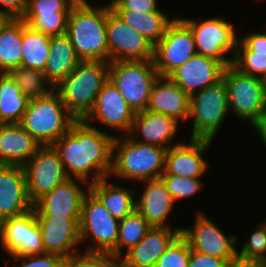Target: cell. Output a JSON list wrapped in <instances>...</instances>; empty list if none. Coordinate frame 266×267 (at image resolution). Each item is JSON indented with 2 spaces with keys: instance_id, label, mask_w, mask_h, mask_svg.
I'll return each mask as SVG.
<instances>
[{
  "instance_id": "1",
  "label": "cell",
  "mask_w": 266,
  "mask_h": 267,
  "mask_svg": "<svg viewBox=\"0 0 266 267\" xmlns=\"http://www.w3.org/2000/svg\"><path fill=\"white\" fill-rule=\"evenodd\" d=\"M115 136L84 120H76L69 131L52 146L57 151L68 178L82 180L90 185L110 177Z\"/></svg>"
},
{
  "instance_id": "2",
  "label": "cell",
  "mask_w": 266,
  "mask_h": 267,
  "mask_svg": "<svg viewBox=\"0 0 266 267\" xmlns=\"http://www.w3.org/2000/svg\"><path fill=\"white\" fill-rule=\"evenodd\" d=\"M87 0H78L70 12L66 35L81 61L110 62L106 21L110 5L93 6Z\"/></svg>"
},
{
  "instance_id": "3",
  "label": "cell",
  "mask_w": 266,
  "mask_h": 267,
  "mask_svg": "<svg viewBox=\"0 0 266 267\" xmlns=\"http://www.w3.org/2000/svg\"><path fill=\"white\" fill-rule=\"evenodd\" d=\"M109 62L81 61L54 90L59 94L67 110L83 120L92 110L97 95L108 81Z\"/></svg>"
},
{
  "instance_id": "4",
  "label": "cell",
  "mask_w": 266,
  "mask_h": 267,
  "mask_svg": "<svg viewBox=\"0 0 266 267\" xmlns=\"http://www.w3.org/2000/svg\"><path fill=\"white\" fill-rule=\"evenodd\" d=\"M167 149L138 142L129 135L114 137L111 176L136 181L160 178Z\"/></svg>"
},
{
  "instance_id": "5",
  "label": "cell",
  "mask_w": 266,
  "mask_h": 267,
  "mask_svg": "<svg viewBox=\"0 0 266 267\" xmlns=\"http://www.w3.org/2000/svg\"><path fill=\"white\" fill-rule=\"evenodd\" d=\"M76 120L53 90L49 95L29 100L19 124L44 146L52 145L67 133Z\"/></svg>"
},
{
  "instance_id": "6",
  "label": "cell",
  "mask_w": 266,
  "mask_h": 267,
  "mask_svg": "<svg viewBox=\"0 0 266 267\" xmlns=\"http://www.w3.org/2000/svg\"><path fill=\"white\" fill-rule=\"evenodd\" d=\"M159 76L153 60L109 62L108 80L134 113L147 109L152 87Z\"/></svg>"
},
{
  "instance_id": "7",
  "label": "cell",
  "mask_w": 266,
  "mask_h": 267,
  "mask_svg": "<svg viewBox=\"0 0 266 267\" xmlns=\"http://www.w3.org/2000/svg\"><path fill=\"white\" fill-rule=\"evenodd\" d=\"M228 90L223 79L190 96V139L212 140L229 114Z\"/></svg>"
},
{
  "instance_id": "8",
  "label": "cell",
  "mask_w": 266,
  "mask_h": 267,
  "mask_svg": "<svg viewBox=\"0 0 266 267\" xmlns=\"http://www.w3.org/2000/svg\"><path fill=\"white\" fill-rule=\"evenodd\" d=\"M228 90L229 111L252 124L266 109L265 80L241 73L232 64L222 73Z\"/></svg>"
},
{
  "instance_id": "9",
  "label": "cell",
  "mask_w": 266,
  "mask_h": 267,
  "mask_svg": "<svg viewBox=\"0 0 266 267\" xmlns=\"http://www.w3.org/2000/svg\"><path fill=\"white\" fill-rule=\"evenodd\" d=\"M191 30L198 55L213 58L224 67L230 66L236 54L238 37L233 25L224 18L214 17L198 22L180 18ZM229 53V57L226 54Z\"/></svg>"
},
{
  "instance_id": "10",
  "label": "cell",
  "mask_w": 266,
  "mask_h": 267,
  "mask_svg": "<svg viewBox=\"0 0 266 267\" xmlns=\"http://www.w3.org/2000/svg\"><path fill=\"white\" fill-rule=\"evenodd\" d=\"M86 192L79 222L81 243L88 238L96 244L87 247L86 251L110 253L116 247L119 220L110 214L90 190Z\"/></svg>"
},
{
  "instance_id": "11",
  "label": "cell",
  "mask_w": 266,
  "mask_h": 267,
  "mask_svg": "<svg viewBox=\"0 0 266 267\" xmlns=\"http://www.w3.org/2000/svg\"><path fill=\"white\" fill-rule=\"evenodd\" d=\"M27 193L34 204L44 194L53 190L68 178L64 165L52 145L40 146L37 152L23 165Z\"/></svg>"
},
{
  "instance_id": "12",
  "label": "cell",
  "mask_w": 266,
  "mask_h": 267,
  "mask_svg": "<svg viewBox=\"0 0 266 267\" xmlns=\"http://www.w3.org/2000/svg\"><path fill=\"white\" fill-rule=\"evenodd\" d=\"M196 54L190 28L180 18H175L163 38L154 46L153 62L160 76H168Z\"/></svg>"
},
{
  "instance_id": "13",
  "label": "cell",
  "mask_w": 266,
  "mask_h": 267,
  "mask_svg": "<svg viewBox=\"0 0 266 267\" xmlns=\"http://www.w3.org/2000/svg\"><path fill=\"white\" fill-rule=\"evenodd\" d=\"M0 243L3 251L10 256L45 253L34 208L0 222Z\"/></svg>"
},
{
  "instance_id": "14",
  "label": "cell",
  "mask_w": 266,
  "mask_h": 267,
  "mask_svg": "<svg viewBox=\"0 0 266 267\" xmlns=\"http://www.w3.org/2000/svg\"><path fill=\"white\" fill-rule=\"evenodd\" d=\"M110 62L153 60L154 45L111 10L106 21Z\"/></svg>"
},
{
  "instance_id": "15",
  "label": "cell",
  "mask_w": 266,
  "mask_h": 267,
  "mask_svg": "<svg viewBox=\"0 0 266 267\" xmlns=\"http://www.w3.org/2000/svg\"><path fill=\"white\" fill-rule=\"evenodd\" d=\"M195 225L182 228L181 235L196 252L224 259L226 262L237 257L236 235H225L218 226L202 212L196 215Z\"/></svg>"
},
{
  "instance_id": "16",
  "label": "cell",
  "mask_w": 266,
  "mask_h": 267,
  "mask_svg": "<svg viewBox=\"0 0 266 267\" xmlns=\"http://www.w3.org/2000/svg\"><path fill=\"white\" fill-rule=\"evenodd\" d=\"M77 181L89 190L90 185L87 182L69 178L33 204L35 215L80 218L83 199L87 193Z\"/></svg>"
},
{
  "instance_id": "17",
  "label": "cell",
  "mask_w": 266,
  "mask_h": 267,
  "mask_svg": "<svg viewBox=\"0 0 266 267\" xmlns=\"http://www.w3.org/2000/svg\"><path fill=\"white\" fill-rule=\"evenodd\" d=\"M135 113L119 90L108 80L97 95L92 110L83 119L87 124L98 120L109 128L119 129L128 135Z\"/></svg>"
},
{
  "instance_id": "18",
  "label": "cell",
  "mask_w": 266,
  "mask_h": 267,
  "mask_svg": "<svg viewBox=\"0 0 266 267\" xmlns=\"http://www.w3.org/2000/svg\"><path fill=\"white\" fill-rule=\"evenodd\" d=\"M212 140L190 139L188 144L180 143L166 151L165 167L162 175H176L184 178H200L209 163L203 158Z\"/></svg>"
},
{
  "instance_id": "19",
  "label": "cell",
  "mask_w": 266,
  "mask_h": 267,
  "mask_svg": "<svg viewBox=\"0 0 266 267\" xmlns=\"http://www.w3.org/2000/svg\"><path fill=\"white\" fill-rule=\"evenodd\" d=\"M45 253L62 257L78 252L80 247V218L36 216ZM76 246L77 249H76Z\"/></svg>"
},
{
  "instance_id": "20",
  "label": "cell",
  "mask_w": 266,
  "mask_h": 267,
  "mask_svg": "<svg viewBox=\"0 0 266 267\" xmlns=\"http://www.w3.org/2000/svg\"><path fill=\"white\" fill-rule=\"evenodd\" d=\"M33 209L23 166L0 165V222Z\"/></svg>"
},
{
  "instance_id": "21",
  "label": "cell",
  "mask_w": 266,
  "mask_h": 267,
  "mask_svg": "<svg viewBox=\"0 0 266 267\" xmlns=\"http://www.w3.org/2000/svg\"><path fill=\"white\" fill-rule=\"evenodd\" d=\"M224 68L217 60L196 54L173 70L168 77L192 96L220 81Z\"/></svg>"
},
{
  "instance_id": "22",
  "label": "cell",
  "mask_w": 266,
  "mask_h": 267,
  "mask_svg": "<svg viewBox=\"0 0 266 267\" xmlns=\"http://www.w3.org/2000/svg\"><path fill=\"white\" fill-rule=\"evenodd\" d=\"M179 130V123L172 117L164 114L144 110L135 113L129 136L141 143L156 145L165 149L178 145H171ZM141 135V140L135 138L136 133Z\"/></svg>"
},
{
  "instance_id": "23",
  "label": "cell",
  "mask_w": 266,
  "mask_h": 267,
  "mask_svg": "<svg viewBox=\"0 0 266 267\" xmlns=\"http://www.w3.org/2000/svg\"><path fill=\"white\" fill-rule=\"evenodd\" d=\"M146 110L184 122L189 118L190 96L168 76H159L152 87Z\"/></svg>"
},
{
  "instance_id": "24",
  "label": "cell",
  "mask_w": 266,
  "mask_h": 267,
  "mask_svg": "<svg viewBox=\"0 0 266 267\" xmlns=\"http://www.w3.org/2000/svg\"><path fill=\"white\" fill-rule=\"evenodd\" d=\"M145 188L136 198V209L152 227H170L167 223L174 208L175 200L171 197L161 178L143 180Z\"/></svg>"
},
{
  "instance_id": "25",
  "label": "cell",
  "mask_w": 266,
  "mask_h": 267,
  "mask_svg": "<svg viewBox=\"0 0 266 267\" xmlns=\"http://www.w3.org/2000/svg\"><path fill=\"white\" fill-rule=\"evenodd\" d=\"M181 230V227H152L145 237L121 258L132 267H154L159 257L181 234Z\"/></svg>"
},
{
  "instance_id": "26",
  "label": "cell",
  "mask_w": 266,
  "mask_h": 267,
  "mask_svg": "<svg viewBox=\"0 0 266 267\" xmlns=\"http://www.w3.org/2000/svg\"><path fill=\"white\" fill-rule=\"evenodd\" d=\"M40 144L19 123L0 126V165L23 166Z\"/></svg>"
},
{
  "instance_id": "27",
  "label": "cell",
  "mask_w": 266,
  "mask_h": 267,
  "mask_svg": "<svg viewBox=\"0 0 266 267\" xmlns=\"http://www.w3.org/2000/svg\"><path fill=\"white\" fill-rule=\"evenodd\" d=\"M49 50L43 72L55 88L77 67L81 59L66 34L51 36Z\"/></svg>"
},
{
  "instance_id": "28",
  "label": "cell",
  "mask_w": 266,
  "mask_h": 267,
  "mask_svg": "<svg viewBox=\"0 0 266 267\" xmlns=\"http://www.w3.org/2000/svg\"><path fill=\"white\" fill-rule=\"evenodd\" d=\"M108 182L107 177L102 178L90 184L89 190L110 214L120 221L136 209V191Z\"/></svg>"
},
{
  "instance_id": "29",
  "label": "cell",
  "mask_w": 266,
  "mask_h": 267,
  "mask_svg": "<svg viewBox=\"0 0 266 267\" xmlns=\"http://www.w3.org/2000/svg\"><path fill=\"white\" fill-rule=\"evenodd\" d=\"M118 18L144 36L154 46L163 38L169 25L175 20L164 11L142 13L138 11H113Z\"/></svg>"
},
{
  "instance_id": "30",
  "label": "cell",
  "mask_w": 266,
  "mask_h": 267,
  "mask_svg": "<svg viewBox=\"0 0 266 267\" xmlns=\"http://www.w3.org/2000/svg\"><path fill=\"white\" fill-rule=\"evenodd\" d=\"M22 36V18H6L0 25V73L21 66Z\"/></svg>"
},
{
  "instance_id": "31",
  "label": "cell",
  "mask_w": 266,
  "mask_h": 267,
  "mask_svg": "<svg viewBox=\"0 0 266 267\" xmlns=\"http://www.w3.org/2000/svg\"><path fill=\"white\" fill-rule=\"evenodd\" d=\"M29 99L8 73H0V120L3 124L20 123Z\"/></svg>"
},
{
  "instance_id": "32",
  "label": "cell",
  "mask_w": 266,
  "mask_h": 267,
  "mask_svg": "<svg viewBox=\"0 0 266 267\" xmlns=\"http://www.w3.org/2000/svg\"><path fill=\"white\" fill-rule=\"evenodd\" d=\"M50 38L31 29L23 20L21 67L43 71L49 57Z\"/></svg>"
},
{
  "instance_id": "33",
  "label": "cell",
  "mask_w": 266,
  "mask_h": 267,
  "mask_svg": "<svg viewBox=\"0 0 266 267\" xmlns=\"http://www.w3.org/2000/svg\"><path fill=\"white\" fill-rule=\"evenodd\" d=\"M152 226L143 218L141 213L135 209L131 214L119 221V233L116 247L109 253L113 258H121L124 248L128 252L137 245Z\"/></svg>"
},
{
  "instance_id": "34",
  "label": "cell",
  "mask_w": 266,
  "mask_h": 267,
  "mask_svg": "<svg viewBox=\"0 0 266 267\" xmlns=\"http://www.w3.org/2000/svg\"><path fill=\"white\" fill-rule=\"evenodd\" d=\"M8 74L20 88L21 93L29 100L49 95L53 90V85L47 80L46 75L41 70L18 67L11 69Z\"/></svg>"
},
{
  "instance_id": "35",
  "label": "cell",
  "mask_w": 266,
  "mask_h": 267,
  "mask_svg": "<svg viewBox=\"0 0 266 267\" xmlns=\"http://www.w3.org/2000/svg\"><path fill=\"white\" fill-rule=\"evenodd\" d=\"M70 12L24 13L21 17L33 30L49 36L66 33Z\"/></svg>"
},
{
  "instance_id": "36",
  "label": "cell",
  "mask_w": 266,
  "mask_h": 267,
  "mask_svg": "<svg viewBox=\"0 0 266 267\" xmlns=\"http://www.w3.org/2000/svg\"><path fill=\"white\" fill-rule=\"evenodd\" d=\"M232 65L243 74L266 79V55L250 51L239 39Z\"/></svg>"
},
{
  "instance_id": "37",
  "label": "cell",
  "mask_w": 266,
  "mask_h": 267,
  "mask_svg": "<svg viewBox=\"0 0 266 267\" xmlns=\"http://www.w3.org/2000/svg\"><path fill=\"white\" fill-rule=\"evenodd\" d=\"M260 224L261 226L250 235L241 250L237 251V257L266 266V222Z\"/></svg>"
},
{
  "instance_id": "38",
  "label": "cell",
  "mask_w": 266,
  "mask_h": 267,
  "mask_svg": "<svg viewBox=\"0 0 266 267\" xmlns=\"http://www.w3.org/2000/svg\"><path fill=\"white\" fill-rule=\"evenodd\" d=\"M160 178L175 202L192 197L204 186L201 178H184L176 175H161Z\"/></svg>"
},
{
  "instance_id": "39",
  "label": "cell",
  "mask_w": 266,
  "mask_h": 267,
  "mask_svg": "<svg viewBox=\"0 0 266 267\" xmlns=\"http://www.w3.org/2000/svg\"><path fill=\"white\" fill-rule=\"evenodd\" d=\"M190 245L180 234L159 257L154 267H188Z\"/></svg>"
},
{
  "instance_id": "40",
  "label": "cell",
  "mask_w": 266,
  "mask_h": 267,
  "mask_svg": "<svg viewBox=\"0 0 266 267\" xmlns=\"http://www.w3.org/2000/svg\"><path fill=\"white\" fill-rule=\"evenodd\" d=\"M113 259L105 252H76L64 258L62 267H110Z\"/></svg>"
},
{
  "instance_id": "41",
  "label": "cell",
  "mask_w": 266,
  "mask_h": 267,
  "mask_svg": "<svg viewBox=\"0 0 266 267\" xmlns=\"http://www.w3.org/2000/svg\"><path fill=\"white\" fill-rule=\"evenodd\" d=\"M10 257L14 258L13 260L15 261L22 260L20 265L13 267H62L64 263V257L53 253L26 256L14 255Z\"/></svg>"
},
{
  "instance_id": "42",
  "label": "cell",
  "mask_w": 266,
  "mask_h": 267,
  "mask_svg": "<svg viewBox=\"0 0 266 267\" xmlns=\"http://www.w3.org/2000/svg\"><path fill=\"white\" fill-rule=\"evenodd\" d=\"M78 0H27L25 13L71 12Z\"/></svg>"
},
{
  "instance_id": "43",
  "label": "cell",
  "mask_w": 266,
  "mask_h": 267,
  "mask_svg": "<svg viewBox=\"0 0 266 267\" xmlns=\"http://www.w3.org/2000/svg\"><path fill=\"white\" fill-rule=\"evenodd\" d=\"M112 11H138L149 13L157 11V0H111L108 2Z\"/></svg>"
},
{
  "instance_id": "44",
  "label": "cell",
  "mask_w": 266,
  "mask_h": 267,
  "mask_svg": "<svg viewBox=\"0 0 266 267\" xmlns=\"http://www.w3.org/2000/svg\"><path fill=\"white\" fill-rule=\"evenodd\" d=\"M225 264L224 259L190 250L188 267H225Z\"/></svg>"
},
{
  "instance_id": "45",
  "label": "cell",
  "mask_w": 266,
  "mask_h": 267,
  "mask_svg": "<svg viewBox=\"0 0 266 267\" xmlns=\"http://www.w3.org/2000/svg\"><path fill=\"white\" fill-rule=\"evenodd\" d=\"M250 51L266 55V32L248 33L239 39Z\"/></svg>"
},
{
  "instance_id": "46",
  "label": "cell",
  "mask_w": 266,
  "mask_h": 267,
  "mask_svg": "<svg viewBox=\"0 0 266 267\" xmlns=\"http://www.w3.org/2000/svg\"><path fill=\"white\" fill-rule=\"evenodd\" d=\"M0 13L6 18H21L25 13L27 0H0Z\"/></svg>"
},
{
  "instance_id": "47",
  "label": "cell",
  "mask_w": 266,
  "mask_h": 267,
  "mask_svg": "<svg viewBox=\"0 0 266 267\" xmlns=\"http://www.w3.org/2000/svg\"><path fill=\"white\" fill-rule=\"evenodd\" d=\"M251 126L259 133L263 144L266 146V109L251 124Z\"/></svg>"
},
{
  "instance_id": "48",
  "label": "cell",
  "mask_w": 266,
  "mask_h": 267,
  "mask_svg": "<svg viewBox=\"0 0 266 267\" xmlns=\"http://www.w3.org/2000/svg\"><path fill=\"white\" fill-rule=\"evenodd\" d=\"M225 267H266V266L259 262L245 260V259L236 257L226 262Z\"/></svg>"
},
{
  "instance_id": "49",
  "label": "cell",
  "mask_w": 266,
  "mask_h": 267,
  "mask_svg": "<svg viewBox=\"0 0 266 267\" xmlns=\"http://www.w3.org/2000/svg\"><path fill=\"white\" fill-rule=\"evenodd\" d=\"M110 267H132V266H129L122 258H114L110 263Z\"/></svg>"
},
{
  "instance_id": "50",
  "label": "cell",
  "mask_w": 266,
  "mask_h": 267,
  "mask_svg": "<svg viewBox=\"0 0 266 267\" xmlns=\"http://www.w3.org/2000/svg\"><path fill=\"white\" fill-rule=\"evenodd\" d=\"M6 19V17L0 13V25L3 23V21Z\"/></svg>"
}]
</instances>
